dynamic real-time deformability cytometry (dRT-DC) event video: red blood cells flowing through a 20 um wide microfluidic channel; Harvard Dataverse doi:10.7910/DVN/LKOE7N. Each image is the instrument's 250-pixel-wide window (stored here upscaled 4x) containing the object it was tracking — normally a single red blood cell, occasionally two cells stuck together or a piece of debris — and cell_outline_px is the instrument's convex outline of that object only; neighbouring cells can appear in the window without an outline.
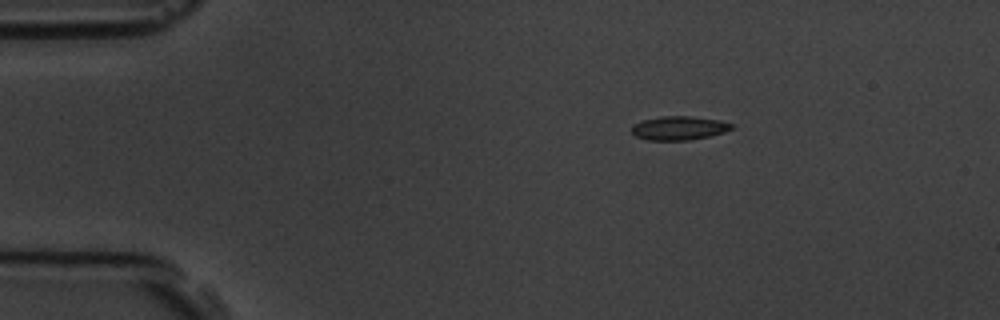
{"species": "common noctule bat (a hibernating species)", "species_latin": "Nyctalus noctula", "temperature_condition": "room temperature", "stored_images_in_passage": 3, "camera_frame_rate_fps": 3000, "um_per_image_px": 0.085, "animal": {"sex": "male", "body_mass_g": 19.5, "forearm_length_mm": 54.6}, "frame": {"image": 1, "passage_image": 1, "time_ms": 0.0, "image_size_px": [1000, 320], "cell_outline_px": [[736, 128], [724, 132], [708, 136], [688, 140], [648, 140], [636, 136], [632, 132], [632, 124], [644, 120], [660, 116], [692, 116], [720, 120], [736, 124]], "centroid_in_image_um": [57.77, 10.87], "position_along_channel_um": 27.2, "area_um2": 13.99}}